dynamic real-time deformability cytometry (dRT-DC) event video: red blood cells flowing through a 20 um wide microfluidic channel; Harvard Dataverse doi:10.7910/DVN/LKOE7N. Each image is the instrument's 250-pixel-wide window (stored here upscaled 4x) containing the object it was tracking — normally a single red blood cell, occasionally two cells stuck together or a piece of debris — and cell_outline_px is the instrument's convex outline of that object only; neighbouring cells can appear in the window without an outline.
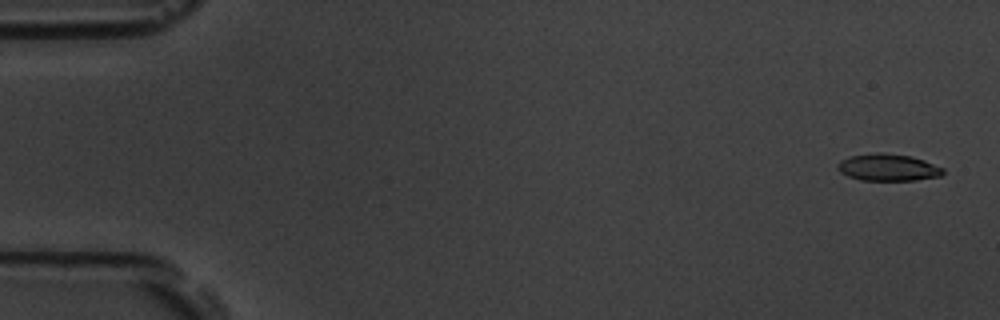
{"species": "common noctule bat (a hibernating species)", "species_latin": "Nyctalus noctula", "temperature_condition": "room temperature", "stored_images_in_passage": 56, "camera_frame_rate_fps": 3000, "um_per_image_px": 0.085, "animal": {"sex": "male", "body_mass_g": 19.5, "forearm_length_mm": 54.6}, "frame": {"image": 1, "passage_image": 2, "time_ms": 0.333, "image_size_px": [1000, 320], "cell_outline_px": [[944, 172], [940, 176], [916, 180], [860, 180], [848, 176], [840, 172], [836, 168], [836, 164], [840, 160], [852, 156], [876, 152], [884, 152], [912, 156], [924, 160], [944, 168]], "centroid_in_image_um": [75.47, 14.22], "position_along_channel_um": 9.5, "area_um2": 16.7}}
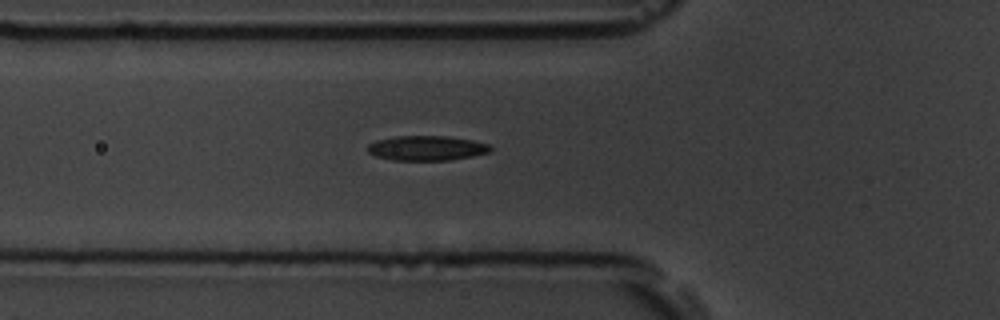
{"frame": {"image": 2, "passage_image": 20, "time_ms": 6.333, "image_size_px": [1000, 320], "cell_outline_px": [[492, 148], [488, 152], [472, 156], [448, 160], [392, 160], [376, 156], [368, 152], [368, 144], [376, 140], [396, 136], [448, 136], [472, 140], [488, 144]], "centroid_in_image_um": [36.24, 12.58], "position_along_channel_um": 89.6, "area_um2": 17.63}}
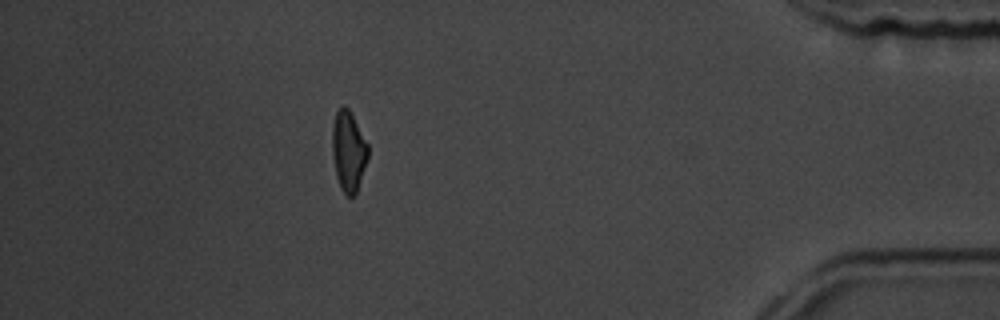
{"frame": {"image": 3, "passage_image": 50, "time_ms": 16.333, "image_size_px": [1000, 320], "cell_outline_px": [[368, 156], [356, 196], [348, 196], [340, 188], [336, 176], [332, 156], [332, 128], [336, 112], [344, 104], [348, 108], [368, 144]], "centroid_in_image_um": [29.61, 12.88], "position_along_channel_um": 405.6, "area_um2": 16.76}, "authors_computed_cell_mechanics": {"area_um2": 17.2822, "velocity_mm_per_s": 3.6443, "shape_relaxation_time_tau1_ms": 4.0993, "shape_relaxation_time_tau2_ms": 3.5381, "deformation_change_tau1": 0.1414, "deformation_change_tau2": 0.1184}}